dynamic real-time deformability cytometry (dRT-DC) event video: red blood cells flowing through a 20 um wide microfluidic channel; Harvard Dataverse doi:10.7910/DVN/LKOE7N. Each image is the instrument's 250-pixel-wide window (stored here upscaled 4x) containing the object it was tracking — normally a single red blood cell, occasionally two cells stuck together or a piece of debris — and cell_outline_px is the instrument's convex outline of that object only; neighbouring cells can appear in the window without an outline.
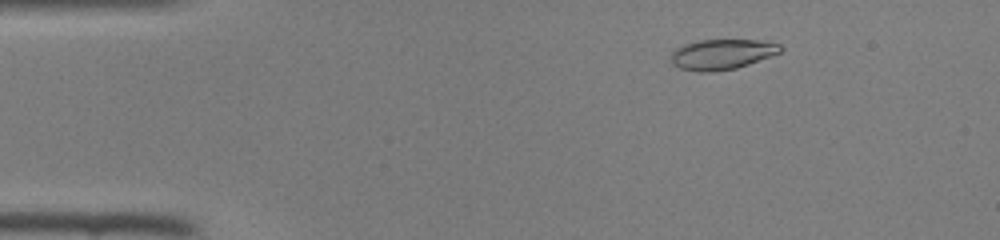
{"species": "common noctule bat (a hibernating species)", "species_latin": "Nyctalus noctula", "temperature_condition": "room temperature", "stored_images_in_passage": 47, "camera_frame_rate_fps": 3000, "um_per_image_px": 0.085, "animal": {"sex": "female", "body_mass_g": 22.0, "forearm_length_mm": 56.7}, "frame": {"image": 1, "passage_image": 7, "time_ms": 2.0, "image_size_px": [1000, 240], "cell_outline_px": [[784, 48], [780, 52], [748, 64], [736, 68], [708, 72], [700, 72], [680, 68], [672, 64], [668, 60], [672, 52], [676, 48], [684, 44], [700, 40], [760, 40], [780, 44]], "centroid_in_image_um": [61.32, 4.61], "position_along_channel_um": 23.7, "area_um2": 19.31}}
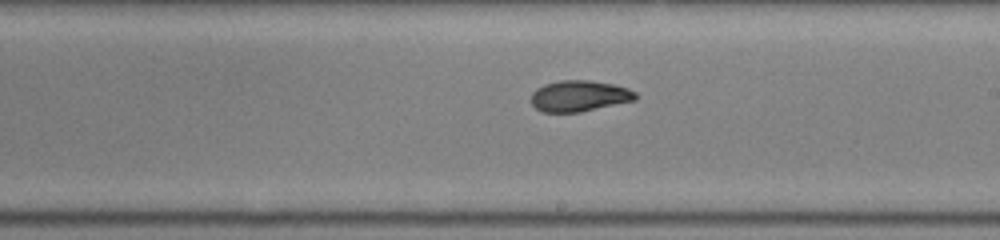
{"frame": {"image": 2, "passage_image": 27, "time_ms": 8.667, "image_size_px": [1000, 240], "cell_outline_px": [[636, 100], [580, 112], [540, 112], [532, 104], [532, 92], [536, 88], [544, 84], [560, 80], [592, 80], [612, 84], [628, 88], [636, 92]], "centroid_in_image_um": [49.23, 8.15], "position_along_channel_um": 239.8, "area_um2": 18.96}}
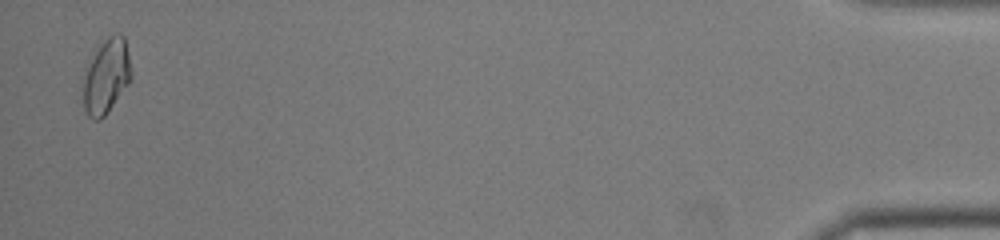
{"frame": {"image": 3, "passage_image": 46, "time_ms": 15.0, "image_size_px": [1000, 240], "cell_outline_px": [[132, 76], [128, 84], [104, 116], [100, 120], [92, 120], [88, 116], [84, 108], [80, 88], [88, 64], [96, 44], [108, 36], [116, 32], [120, 32], [124, 36], [128, 52], [132, 72]], "centroid_in_image_um": [9.0, 6.44], "position_along_channel_um": 426.2, "area_um2": 21.56}}